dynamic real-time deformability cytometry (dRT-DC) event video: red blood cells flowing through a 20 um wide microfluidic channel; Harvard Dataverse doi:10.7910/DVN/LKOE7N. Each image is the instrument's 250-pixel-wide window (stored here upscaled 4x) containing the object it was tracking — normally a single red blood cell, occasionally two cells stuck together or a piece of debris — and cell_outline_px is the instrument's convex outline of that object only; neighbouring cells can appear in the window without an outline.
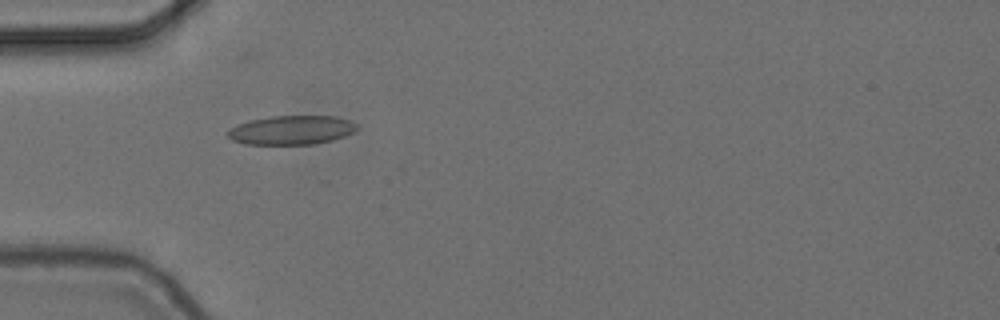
{"species": "common noctule bat (a hibernating species)", "species_latin": "Nyctalus noctula", "temperature_condition": "cold", "stored_images_in_passage": 9, "camera_frame_rate_fps": 3000, "um_per_image_px": 0.085, "animal": {"sex": "female", "body_mass_g": 24.6, "forearm_length_mm": 56.2}, "frame": {"image": 1, "passage_image": 4, "time_ms": 1.0, "image_size_px": [1000, 320], "cell_outline_px": [[360, 128], [344, 136], [332, 140], [316, 144], [244, 144], [232, 140], [228, 136], [228, 128], [236, 124], [248, 120], [272, 116], [336, 116], [352, 120]], "centroid_in_image_um": [24.77, 11.05], "position_along_channel_um": 60.2, "area_um2": 22.08}}
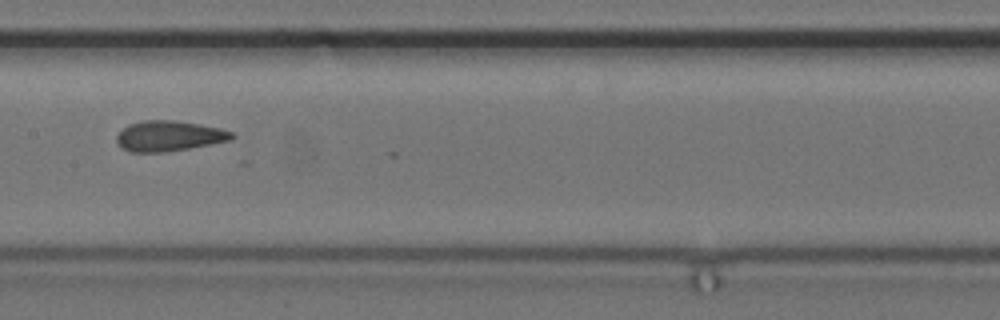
{"frame": {"image": 2, "passage_image": 7, "time_ms": 2.0, "image_size_px": [1000, 320], "cell_outline_px": [[236, 136], [232, 140], [188, 148], [160, 152], [128, 152], [116, 140], [116, 136], [128, 124], [144, 120], [172, 120], [200, 124], [220, 128], [232, 132]], "centroid_in_image_um": [14.38, 11.55], "position_along_channel_um": 193.0, "area_um2": 20.23}}
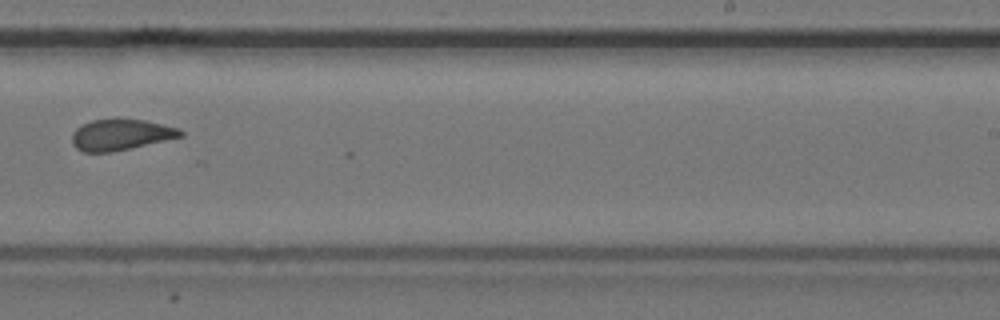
{"frame": {"image": 3, "passage_image": 9, "time_ms": 2.667, "image_size_px": [1000, 320], "cell_outline_px": [[184, 136], [112, 152], [84, 152], [76, 148], [72, 144], [72, 132], [80, 124], [92, 120], [116, 116], [144, 120], [180, 128], [184, 132]], "centroid_in_image_um": [10.24, 11.41], "position_along_channel_um": 278.8, "area_um2": 20.23}}